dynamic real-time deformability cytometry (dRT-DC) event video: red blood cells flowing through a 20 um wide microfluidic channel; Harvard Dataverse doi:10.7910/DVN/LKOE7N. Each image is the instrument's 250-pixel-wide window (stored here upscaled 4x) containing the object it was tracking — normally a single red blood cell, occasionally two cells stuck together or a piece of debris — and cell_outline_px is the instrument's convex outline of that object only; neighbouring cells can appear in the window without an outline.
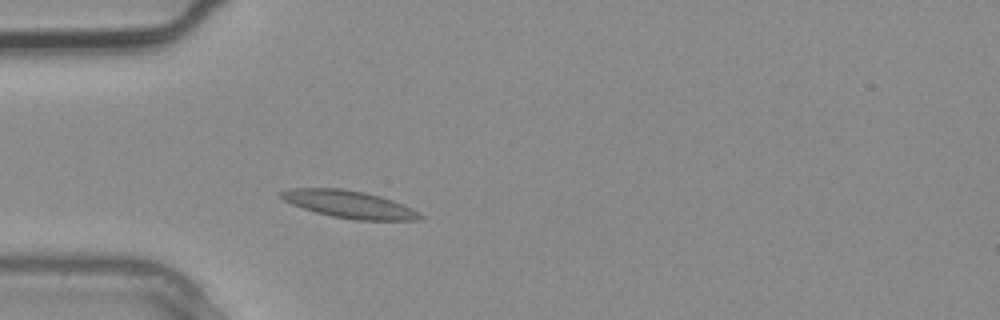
{"species": "common noctule bat (a hibernating species)", "species_latin": "Nyctalus noctula", "temperature_condition": "warm", "stored_images_in_passage": 2, "camera_frame_rate_fps": 3000, "um_per_image_px": 0.085, "animal": {"sex": "male", "body_mass_g": 20.4}, "frame": {"image": 1, "passage_image": 2, "time_ms": 0.333, "image_size_px": [1000, 320], "cell_outline_px": [[424, 216], [420, 220], [356, 220], [332, 216], [316, 212], [292, 204], [276, 196], [280, 192], [288, 188], [340, 188], [364, 192], [380, 196], [392, 200], [412, 208]], "centroid_in_image_um": [29.66, 17.36], "position_along_channel_um": 55.3, "area_um2": 22.14}}